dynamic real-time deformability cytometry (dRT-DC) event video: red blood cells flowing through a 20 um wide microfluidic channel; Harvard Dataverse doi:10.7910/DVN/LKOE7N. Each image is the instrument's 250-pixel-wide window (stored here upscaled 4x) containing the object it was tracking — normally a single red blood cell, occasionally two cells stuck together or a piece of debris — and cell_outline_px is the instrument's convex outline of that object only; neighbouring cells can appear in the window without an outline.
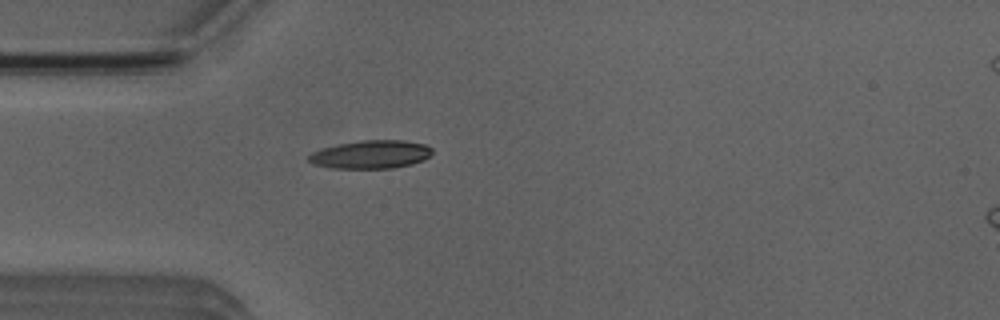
{"species": "Egyptian fruit bat (a non-hibernating species)", "species_latin": "Rousettus aegyptiacus", "temperature_condition": "room temperature", "stored_images_in_passage": 40, "camera_frame_rate_fps": 3000, "um_per_image_px": 0.085, "animal": {"sex": "male"}, "frame": {"image": 1, "passage_image": 3, "time_ms": 0.667, "image_size_px": [1000, 320], "cell_outline_px": [[432, 152], [424, 160], [412, 164], [392, 168], [332, 168], [312, 164], [308, 160], [308, 156], [312, 152], [324, 148], [340, 144], [360, 140], [404, 140], [424, 144], [432, 148]], "centroid_in_image_um": [31.53, 13.13], "position_along_channel_um": 53.5, "area_um2": 20.23}}
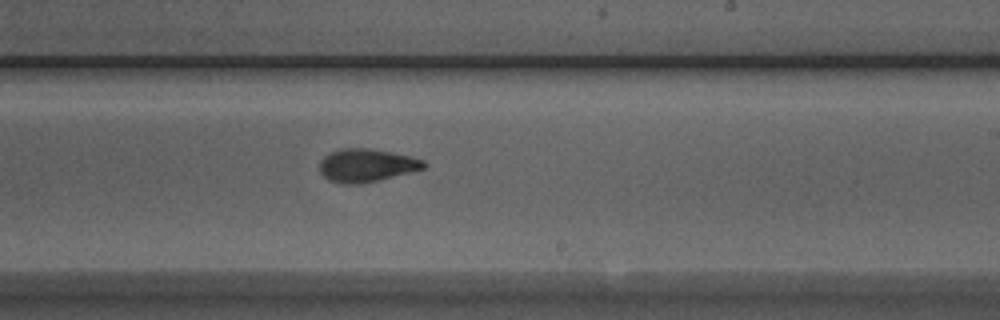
{"frame": {"image": 2, "passage_image": 19, "time_ms": 6.0, "image_size_px": [1000, 320], "cell_outline_px": [[428, 164], [424, 168], [360, 184], [344, 184], [328, 180], [320, 172], [320, 160], [328, 152], [340, 148], [368, 148], [392, 152], [424, 160]], "centroid_in_image_um": [31.1, 14.04], "position_along_channel_um": 257.9, "area_um2": 19.94}}
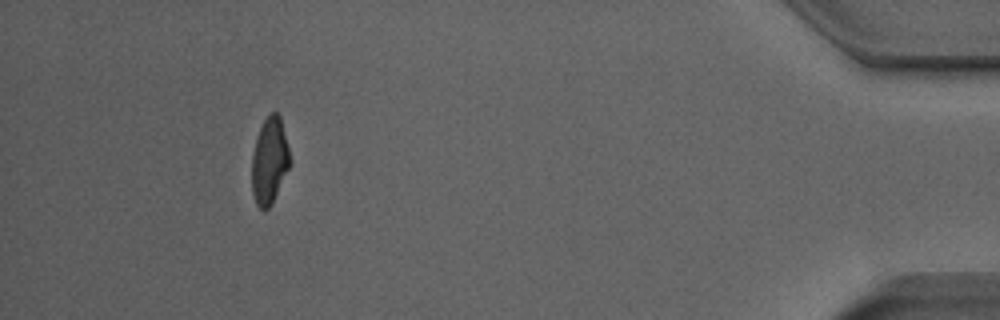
{"frame": {"image": 3, "passage_image": 36, "time_ms": 11.667, "image_size_px": [1000, 320], "cell_outline_px": [[292, 164], [272, 204], [264, 212], [256, 204], [252, 192], [252, 156], [256, 136], [264, 120], [272, 112], [276, 112], [280, 116], [292, 160]], "centroid_in_image_um": [22.93, 13.71], "position_along_channel_um": 412.3, "area_um2": 19.54}, "authors_computed_cell_mechanics": {"area_um2": 19.8832, "velocity_mm_per_s": 3.9376, "shape_relaxation_time_tau1_ms": 5.1334, "shape_relaxation_time_tau2_ms": 2.1765, "deformation_change_tau1": 0.1899, "deformation_change_tau2": 0.0889}}